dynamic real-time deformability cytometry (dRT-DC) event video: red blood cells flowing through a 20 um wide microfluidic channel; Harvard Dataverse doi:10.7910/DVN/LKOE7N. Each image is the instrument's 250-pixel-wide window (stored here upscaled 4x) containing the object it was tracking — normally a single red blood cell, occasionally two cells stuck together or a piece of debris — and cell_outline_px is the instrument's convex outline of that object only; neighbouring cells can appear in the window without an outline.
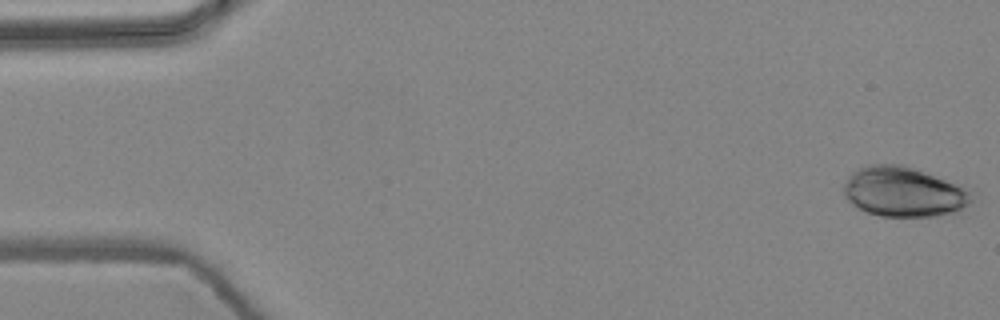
{"species": "common noctule bat (a hibernating species)", "species_latin": "Nyctalus noctula", "temperature_condition": "warm", "stored_images_in_passage": 5, "camera_frame_rate_fps": 3000, "um_per_image_px": 0.085, "animal": {"sex": "female", "body_mass_g": 24.6, "forearm_length_mm": 56.2}, "frame": {"image": 1, "passage_image": 1, "time_ms": 0.0, "image_size_px": [1000, 320], "cell_outline_px": [[972, 200], [964, 216], [880, 216], [868, 212], [852, 204], [844, 196], [844, 184], [848, 176], [856, 168], [868, 164], [904, 164], [968, 188]], "centroid_in_image_um": [76.9, 16.33], "position_along_channel_um": 8.1, "area_um2": 38.09}}
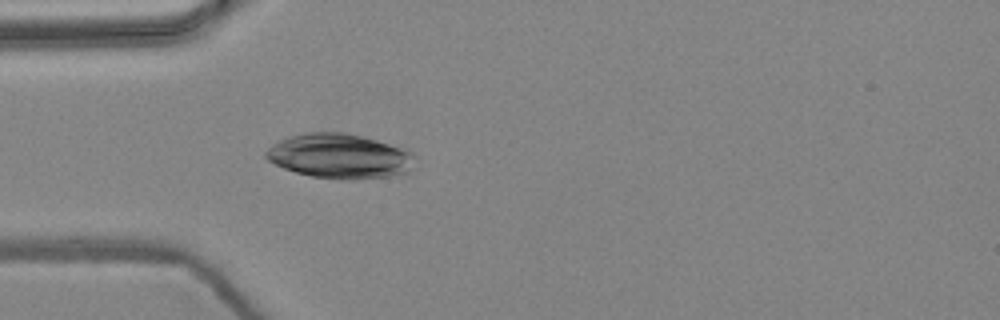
{"frame": {"image": 2, "passage_image": 5, "time_ms": 1.333, "image_size_px": [1000, 320], "cell_outline_px": [[412, 156], [408, 172], [388, 176], [312, 176], [296, 172], [284, 168], [268, 160], [264, 156], [264, 152], [272, 144], [288, 136], [304, 132], [344, 132], [376, 140], [412, 152]], "centroid_in_image_um": [28.75, 13.21], "position_along_channel_um": 56.3, "area_um2": 37.11}}